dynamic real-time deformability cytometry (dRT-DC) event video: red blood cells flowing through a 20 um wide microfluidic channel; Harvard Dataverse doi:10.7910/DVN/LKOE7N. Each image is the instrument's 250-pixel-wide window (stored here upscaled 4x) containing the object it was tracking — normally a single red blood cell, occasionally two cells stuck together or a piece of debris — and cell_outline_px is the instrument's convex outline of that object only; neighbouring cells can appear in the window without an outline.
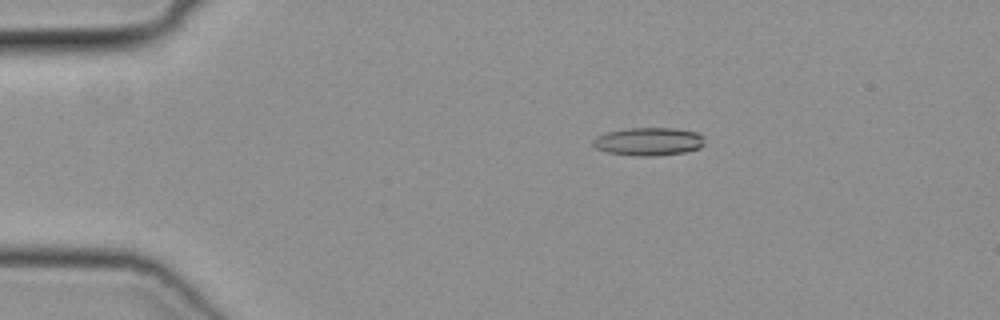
{"species": "common noctule bat (a hibernating species)", "species_latin": "Nyctalus noctula", "temperature_condition": "cold", "stored_images_in_passage": 50, "camera_frame_rate_fps": 3000, "um_per_image_px": 0.085, "animal": {"sex": "female", "body_mass_g": 19.3, "forearm_length_mm": 54.1}, "frame": {"image": 1, "passage_image": 10, "time_ms": 3.0, "image_size_px": [1000, 320], "cell_outline_px": [[704, 144], [700, 148], [684, 152], [652, 156], [636, 156], [604, 152], [596, 148], [592, 144], [592, 140], [596, 136], [608, 132], [628, 128], [672, 128], [696, 132], [704, 136]], "centroid_in_image_um": [55.11, 12.03], "position_along_channel_um": 29.9, "area_um2": 18.32}}
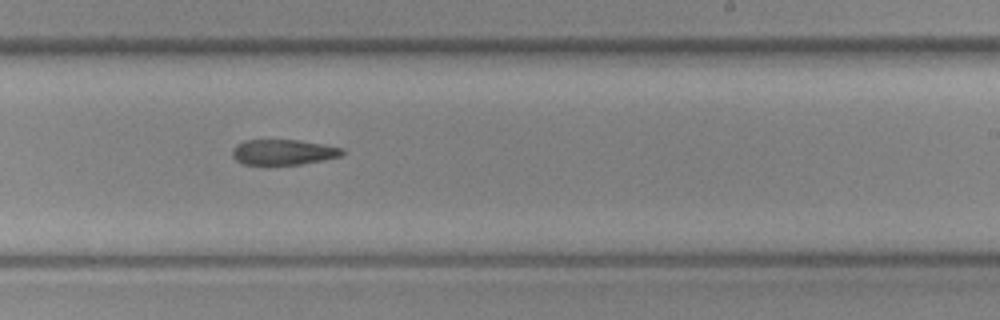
{"frame": {"image": 2, "passage_image": 31, "time_ms": 10.0, "image_size_px": [1000, 320], "cell_outline_px": [[344, 152], [340, 156], [324, 160], [300, 164], [244, 164], [236, 160], [232, 156], [232, 148], [236, 144], [244, 140], [300, 140], [324, 144], [340, 148]], "centroid_in_image_um": [24.05, 12.92], "position_along_channel_um": 265.0, "area_um2": 16.18}}
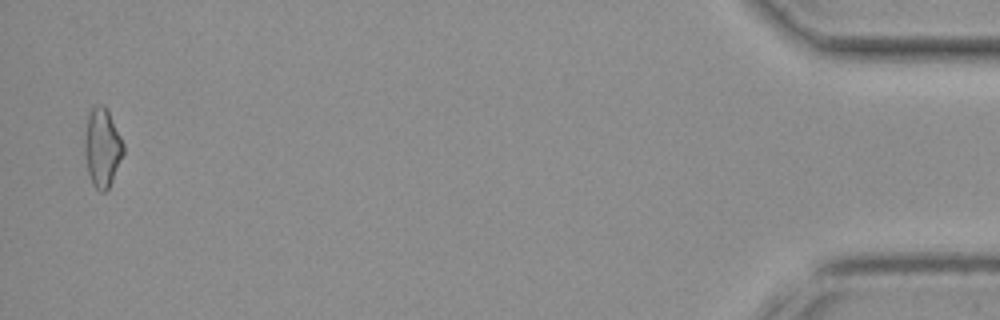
{"frame": {"image": 3, "passage_image": 49, "time_ms": 16.0, "image_size_px": [1000, 320], "cell_outline_px": [[124, 152], [112, 180], [108, 188], [104, 192], [100, 192], [92, 184], [88, 172], [84, 152], [84, 144], [88, 116], [92, 108], [96, 104], [104, 104], [124, 144]], "centroid_in_image_um": [8.68, 12.56], "position_along_channel_um": 426.5, "area_um2": 17.46}}